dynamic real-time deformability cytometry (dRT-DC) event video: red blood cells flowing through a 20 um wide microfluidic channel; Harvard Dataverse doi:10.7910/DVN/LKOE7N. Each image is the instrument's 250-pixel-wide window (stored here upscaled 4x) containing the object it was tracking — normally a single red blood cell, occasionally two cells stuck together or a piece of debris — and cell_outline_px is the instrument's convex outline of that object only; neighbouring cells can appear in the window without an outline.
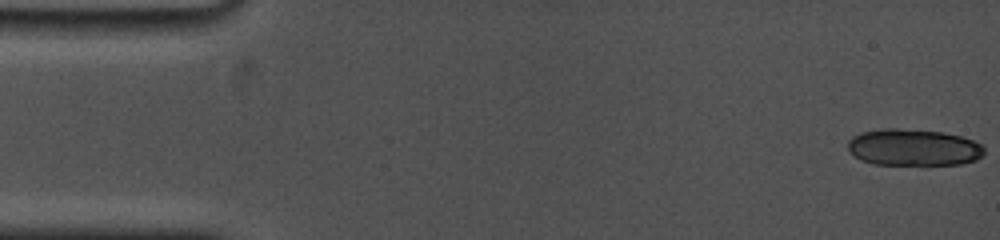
{"species": "common noctule bat (a hibernating species)", "species_latin": "Nyctalus noctula", "temperature_condition": "cold", "stored_images_in_passage": 15, "camera_frame_rate_fps": 5000, "um_per_image_px": 0.085, "animal": {"sex": "female", "body_mass_g": 19.0, "forearm_length_mm": 53.3}, "frame": {"image": 1, "passage_image": 1, "time_ms": 0.0, "image_size_px": [1000, 240], "cell_outline_px": [[984, 152], [976, 160], [960, 164], [872, 164], [860, 160], [848, 148], [848, 140], [852, 136], [860, 132], [884, 128], [896, 128], [944, 132], [960, 136], [972, 140], [980, 144], [984, 148]], "centroid_in_image_um": [77.62, 12.52], "position_along_channel_um": 7.4, "area_um2": 29.07}}